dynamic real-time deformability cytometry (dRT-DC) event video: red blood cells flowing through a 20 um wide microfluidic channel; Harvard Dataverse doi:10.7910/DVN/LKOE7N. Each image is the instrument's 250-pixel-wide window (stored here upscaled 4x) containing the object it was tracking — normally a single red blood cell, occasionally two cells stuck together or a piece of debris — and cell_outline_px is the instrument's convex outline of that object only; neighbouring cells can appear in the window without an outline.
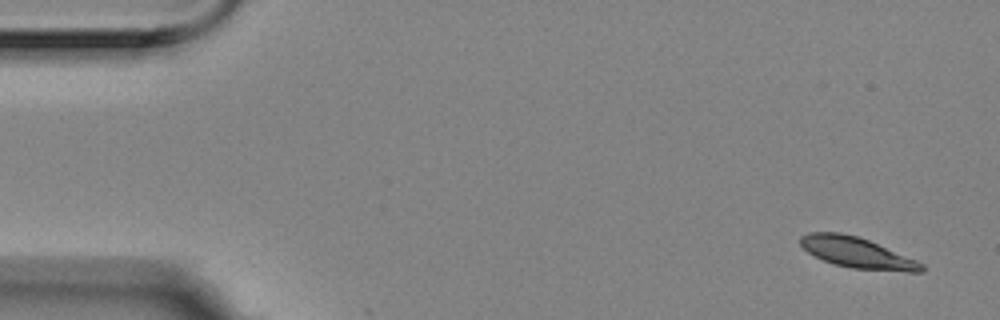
{"species": "Egyptian fruit bat (a non-hibernating species)", "species_latin": "Rousettus aegyptiacus", "temperature_condition": "room temperature", "stored_images_in_passage": 3, "camera_frame_rate_fps": 3000, "um_per_image_px": 0.085, "animal": {"sex": "female"}, "frame": {"image": 1, "passage_image": 1, "time_ms": 0.0, "image_size_px": [1000, 320], "cell_outline_px": [[924, 272], [908, 272], [852, 268], [836, 264], [824, 260], [808, 252], [800, 244], [800, 236], [808, 232], [840, 232], [856, 236], [868, 240], [916, 260], [924, 264]], "centroid_in_image_um": [72.85, 21.48], "position_along_channel_um": 12.1, "area_um2": 21.39}}
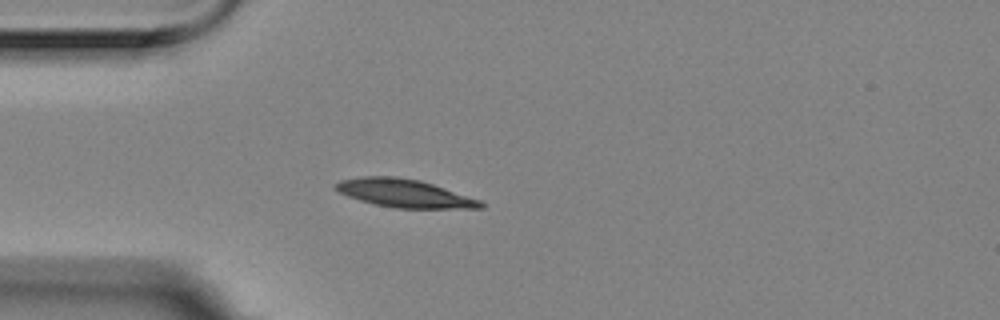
{"frame": {"image": 2, "passage_image": 3, "time_ms": 0.667, "image_size_px": [1000, 320], "cell_outline_px": [[484, 208], [396, 208], [376, 204], [360, 200], [348, 196], [340, 192], [336, 188], [336, 184], [340, 180], [364, 176], [396, 176], [420, 180], [480, 200], [484, 204]], "centroid_in_image_um": [34.38, 16.42], "position_along_channel_um": 50.6, "area_um2": 23.35}}